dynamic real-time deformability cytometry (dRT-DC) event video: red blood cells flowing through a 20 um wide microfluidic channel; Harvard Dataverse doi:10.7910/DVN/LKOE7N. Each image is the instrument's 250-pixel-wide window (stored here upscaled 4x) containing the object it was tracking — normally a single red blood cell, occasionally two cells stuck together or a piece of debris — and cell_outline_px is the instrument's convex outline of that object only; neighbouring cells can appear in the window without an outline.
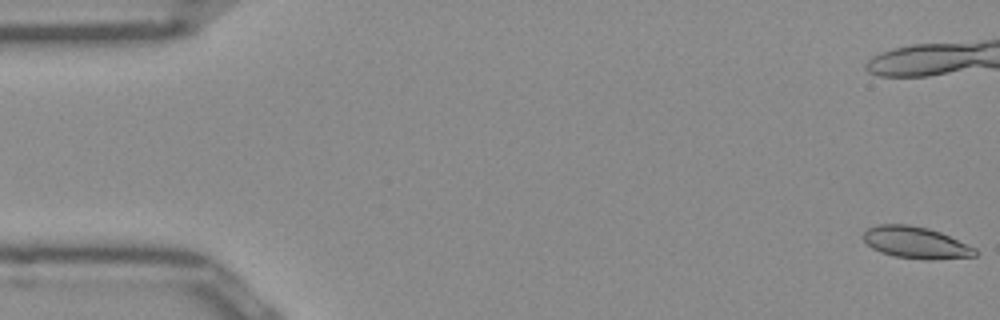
{"species": "Egyptian fruit bat (a non-hibernating species)", "species_latin": "Rousettus aegyptiacus", "temperature_condition": "room temperature", "stored_images_in_passage": 32, "camera_frame_rate_fps": 3000, "um_per_image_px": 0.085, "frame": {"image": 1, "passage_image": 1, "time_ms": 0.0, "image_size_px": [1000, 320], "cell_outline_px": [[976, 256], [932, 260], [896, 256], [880, 252], [872, 248], [864, 240], [864, 232], [868, 228], [880, 224], [908, 224], [928, 228], [940, 232], [976, 248]], "centroid_in_image_um": [77.85, 20.61], "position_along_channel_um": 7.1, "area_um2": 20.46}}